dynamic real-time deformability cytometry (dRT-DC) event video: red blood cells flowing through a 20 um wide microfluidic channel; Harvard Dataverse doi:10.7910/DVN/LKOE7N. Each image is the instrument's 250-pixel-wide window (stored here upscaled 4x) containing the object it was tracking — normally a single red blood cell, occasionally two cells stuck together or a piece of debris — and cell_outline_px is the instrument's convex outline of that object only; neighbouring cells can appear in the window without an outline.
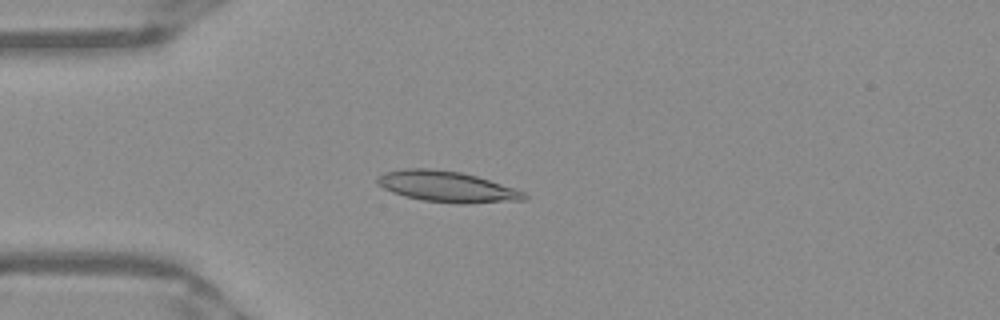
{"species": "Egyptian fruit bat (a non-hibernating species)", "species_latin": "Rousettus aegyptiacus", "temperature_condition": "warm", "stored_images_in_passage": 43, "camera_frame_rate_fps": 3000, "um_per_image_px": 0.085, "frame": {"image": 1, "passage_image": 5, "time_ms": 1.333, "image_size_px": [1000, 320], "cell_outline_px": [[528, 196], [524, 200], [468, 204], [460, 204], [424, 200], [404, 196], [392, 192], [376, 184], [376, 176], [384, 172], [404, 168], [428, 168], [460, 172], [476, 176], [524, 192]], "centroid_in_image_um": [37.93, 15.86], "position_along_channel_um": 47.1, "area_um2": 26.36}}
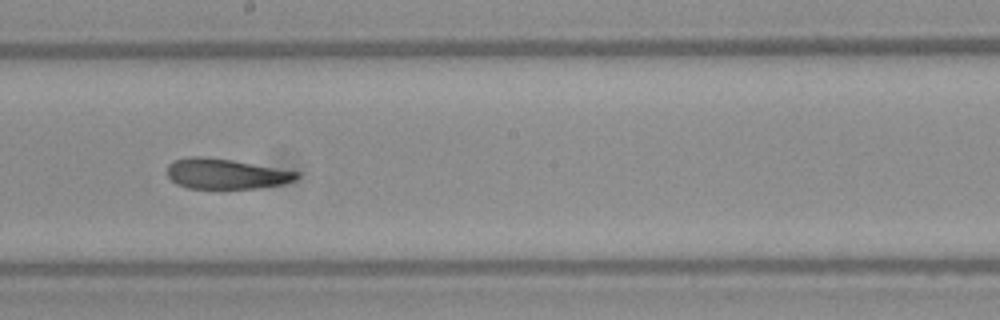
{"frame": {"image": 2, "passage_image": 20, "time_ms": 6.333, "image_size_px": [1000, 320], "cell_outline_px": [[300, 176], [296, 180], [284, 184], [256, 188], [188, 188], [176, 184], [168, 176], [168, 164], [176, 160], [192, 156], [200, 156], [232, 160], [300, 172]], "centroid_in_image_um": [19.23, 14.78], "position_along_channel_um": 229.0, "area_um2": 22.72}}
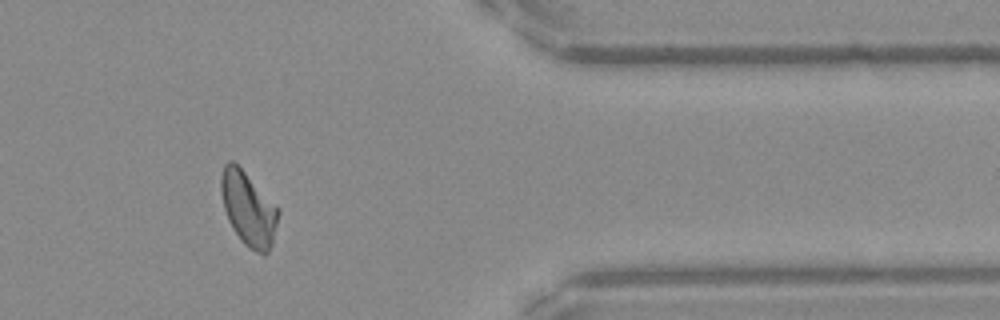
{"frame": {"image": 3, "passage_image": 34, "time_ms": 11.0, "image_size_px": [1000, 320], "cell_outline_px": [[280, 212], [272, 244], [268, 252], [264, 256], [248, 248], [240, 240], [232, 228], [228, 220], [224, 208], [220, 192], [220, 176], [224, 164], [228, 160], [232, 160], [280, 208]], "centroid_in_image_um": [21.11, 17.77], "position_along_channel_um": 390.3, "area_um2": 24.85}, "authors_computed_cell_mechanics": {"area_um2": 23.8714, "velocity_mm_per_s": 3.936, "shape_relaxation_time_tau1_ms": 9.5453, "shape_relaxation_time_tau2_ms": 2.7572, "deformation_change_tau1": 0.2105, "deformation_change_tau2": 0.0974}}